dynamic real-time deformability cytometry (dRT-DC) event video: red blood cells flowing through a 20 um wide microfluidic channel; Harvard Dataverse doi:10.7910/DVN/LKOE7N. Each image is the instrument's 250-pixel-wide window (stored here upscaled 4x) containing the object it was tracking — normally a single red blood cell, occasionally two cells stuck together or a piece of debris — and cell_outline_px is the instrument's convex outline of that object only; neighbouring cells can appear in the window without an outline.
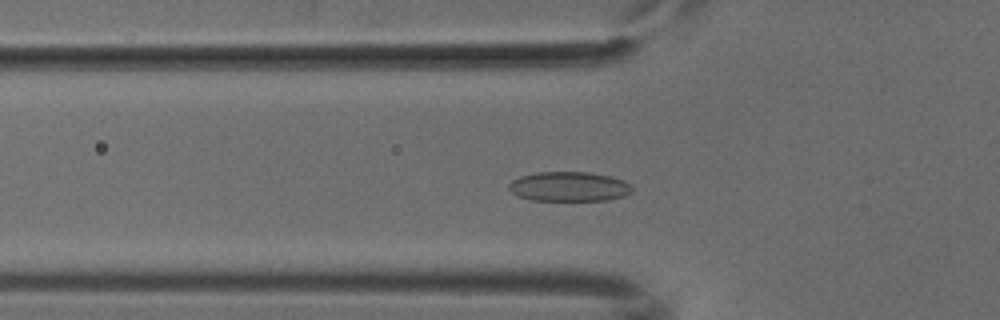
{"species": "common noctule bat (a hibernating species)", "species_latin": "Nyctalus noctula", "temperature_condition": "cold", "stored_images_in_passage": 53, "camera_frame_rate_fps": 3000, "um_per_image_px": 0.085, "animal": {"sex": "male", "body_mass_g": 18.8}, "frame": {"image": 1, "passage_image": 18, "time_ms": 5.667, "image_size_px": [1000, 320], "cell_outline_px": [[632, 192], [624, 196], [608, 200], [532, 200], [520, 196], [512, 192], [508, 188], [508, 184], [512, 180], [520, 176], [536, 172], [588, 172], [612, 176], [624, 180], [632, 184]], "centroid_in_image_um": [48.4, 15.85], "position_along_channel_um": 77.4, "area_um2": 21.39}}
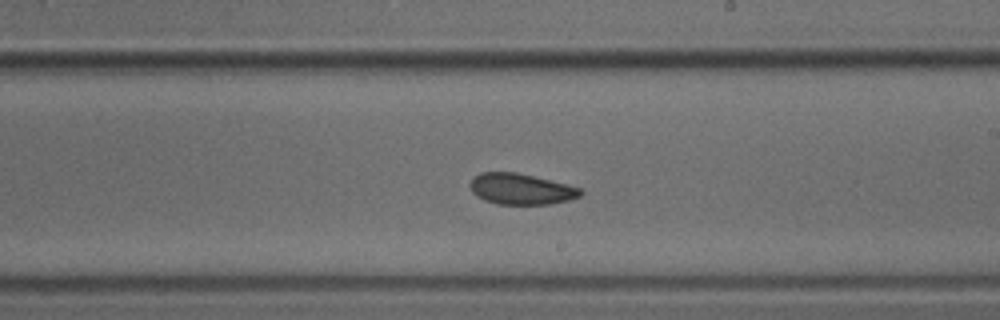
{"frame": {"image": 2, "passage_image": 31, "time_ms": 10.0, "image_size_px": [1000, 320], "cell_outline_px": [[584, 192], [580, 196], [568, 200], [548, 204], [496, 204], [484, 200], [476, 196], [472, 192], [468, 184], [472, 176], [480, 172], [516, 172], [568, 184], [580, 188]], "centroid_in_image_um": [44.23, 16.06], "position_along_channel_um": 244.8, "area_um2": 20.11}}
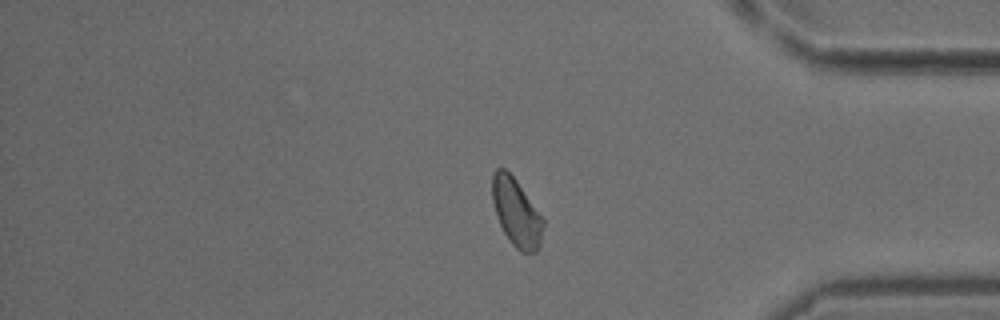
{"frame": {"image": 3, "passage_image": 44, "time_ms": 14.333, "image_size_px": [1000, 320], "cell_outline_px": [[544, 224], [540, 244], [536, 252], [520, 252], [512, 244], [504, 232], [496, 216], [492, 200], [492, 176], [496, 168], [504, 168], [516, 180], [544, 220]], "centroid_in_image_um": [43.88, 18.07], "position_along_channel_um": 391.3, "area_um2": 19.88}}